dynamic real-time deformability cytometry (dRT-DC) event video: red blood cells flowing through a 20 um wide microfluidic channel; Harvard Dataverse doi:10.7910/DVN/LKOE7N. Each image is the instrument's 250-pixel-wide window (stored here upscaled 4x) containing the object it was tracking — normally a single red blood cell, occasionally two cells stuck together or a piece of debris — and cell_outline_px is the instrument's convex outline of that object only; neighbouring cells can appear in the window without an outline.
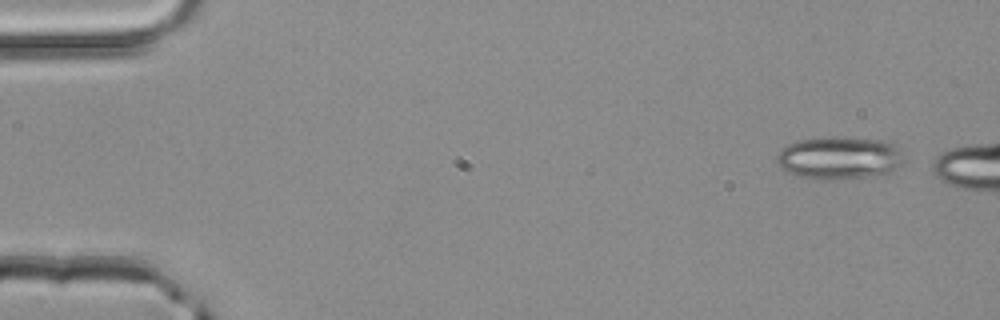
{"species": "common noctule bat (a hibernating species)", "species_latin": "Nyctalus noctula", "temperature_condition": "room temperature", "stored_images_in_passage": 3, "camera_frame_rate_fps": 3000, "um_per_image_px": 0.085, "animal": {"sex": "male", "body_mass_g": 20.4}, "frame": {"image": 1, "passage_image": 1, "time_ms": 0.0, "image_size_px": [1000, 320], "cell_outline_px": [[904, 152], [900, 164], [888, 176], [832, 180], [800, 176], [784, 172], [780, 168], [776, 160], [776, 156], [788, 144], [800, 140], [824, 136], [836, 136], [884, 140], [892, 144]], "centroid_in_image_um": [71.38, 13.43], "position_along_channel_um": 13.6, "area_um2": 32.31}}